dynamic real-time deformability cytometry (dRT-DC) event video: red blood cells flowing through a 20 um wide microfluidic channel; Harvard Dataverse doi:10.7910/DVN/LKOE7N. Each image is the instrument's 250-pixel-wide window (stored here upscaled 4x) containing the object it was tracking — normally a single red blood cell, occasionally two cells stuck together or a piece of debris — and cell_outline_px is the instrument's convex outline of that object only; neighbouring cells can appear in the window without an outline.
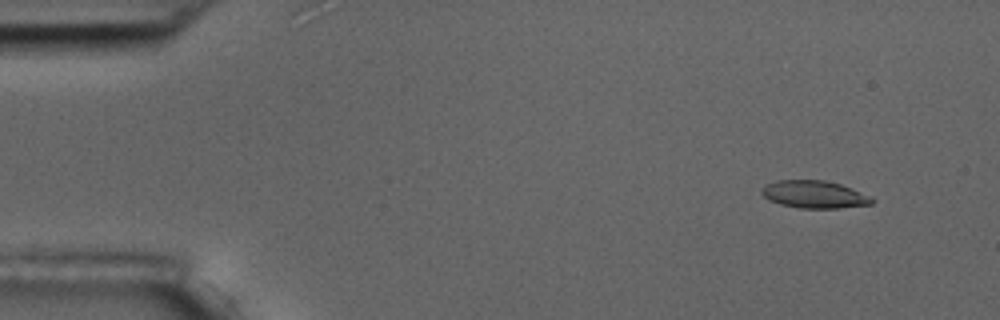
{"species": "common noctule bat (a hibernating species)", "species_latin": "Nyctalus noctula", "temperature_condition": "room temperature", "stored_images_in_passage": 56, "camera_frame_rate_fps": 3000, "um_per_image_px": 0.085, "animal": {"sex": "male", "body_mass_g": 17.5, "forearm_length_mm": 52.3}, "frame": {"image": 1, "passage_image": 5, "time_ms": 1.333, "image_size_px": [1000, 320], "cell_outline_px": [[876, 200], [872, 204], [840, 208], [800, 208], [780, 204], [768, 200], [760, 192], [764, 184], [776, 180], [824, 180], [840, 184], [872, 196]], "centroid_in_image_um": [69.21, 16.52], "position_along_channel_um": 15.8, "area_um2": 17.86}}
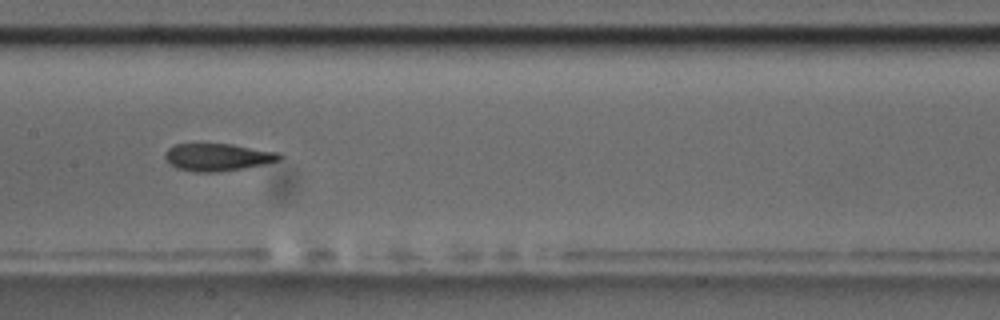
{"frame": {"image": 2, "passage_image": 28, "time_ms": 9.0, "image_size_px": [1000, 320], "cell_outline_px": [[284, 156], [280, 160], [264, 164], [244, 168], [216, 172], [192, 172], [176, 168], [168, 164], [164, 156], [164, 152], [172, 144], [232, 144], [280, 152]], "centroid_in_image_um": [18.48, 13.36], "position_along_channel_um": 188.9, "area_um2": 18.61}}
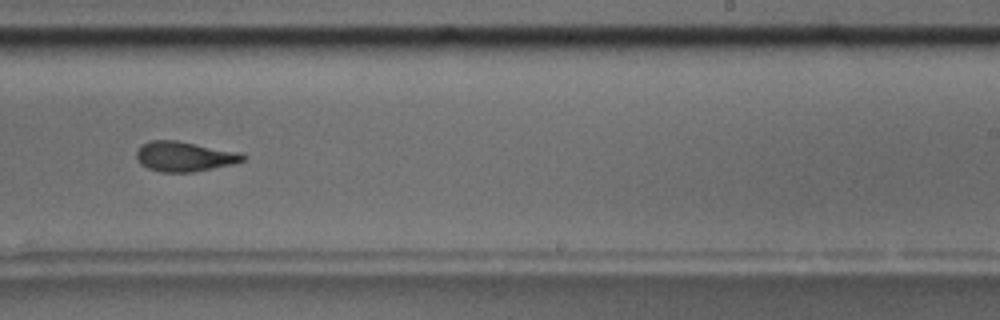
{"frame": {"image": 3, "passage_image": 35, "time_ms": 11.333, "image_size_px": [1000, 320], "cell_outline_px": [[248, 156], [244, 160], [232, 164], [192, 172], [160, 172], [148, 168], [140, 164], [136, 160], [136, 152], [140, 144], [152, 140], [176, 140], [236, 152]], "centroid_in_image_um": [15.6, 13.3], "position_along_channel_um": 273.4, "area_um2": 18.44}, "authors_computed_cell_mechanics": {"area_um2": 18.8428, "velocity_mm_per_s": 3.6299, "shape_relaxation_time_tau1_ms": 5.35, "shape_relaxation_time_tau2_ms": 3.2104, "deformation_change_tau1": 0.1803, "deformation_change_tau2": 0.0983}}